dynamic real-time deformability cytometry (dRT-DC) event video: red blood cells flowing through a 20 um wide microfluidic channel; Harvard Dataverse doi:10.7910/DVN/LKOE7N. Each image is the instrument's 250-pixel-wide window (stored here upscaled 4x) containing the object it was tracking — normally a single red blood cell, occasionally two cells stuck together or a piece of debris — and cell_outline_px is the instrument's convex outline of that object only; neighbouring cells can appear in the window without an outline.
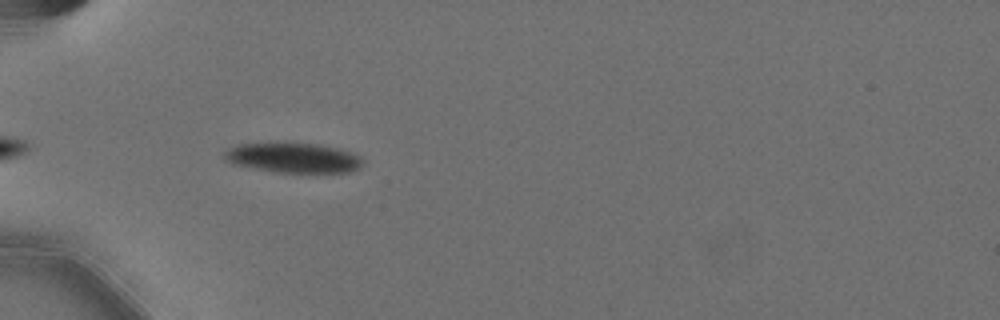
{"species": "Egyptian fruit bat (a non-hibernating species)", "species_latin": "Rousettus aegyptiacus", "temperature_condition": "cold", "stored_images_in_passage": 34, "camera_frame_rate_fps": 3000, "um_per_image_px": 0.085, "animal": {"sex": "female"}, "frame": {"image": 1, "passage_image": 4, "time_ms": 1.0, "image_size_px": [1000, 320], "cell_outline_px": [[360, 164], [356, 168], [348, 172], [276, 172], [232, 164], [224, 160], [224, 152], [228, 148], [240, 144], [276, 140], [320, 144], [336, 148], [360, 156]], "centroid_in_image_um": [24.8, 13.36], "position_along_channel_um": 60.2, "area_um2": 24.57}}
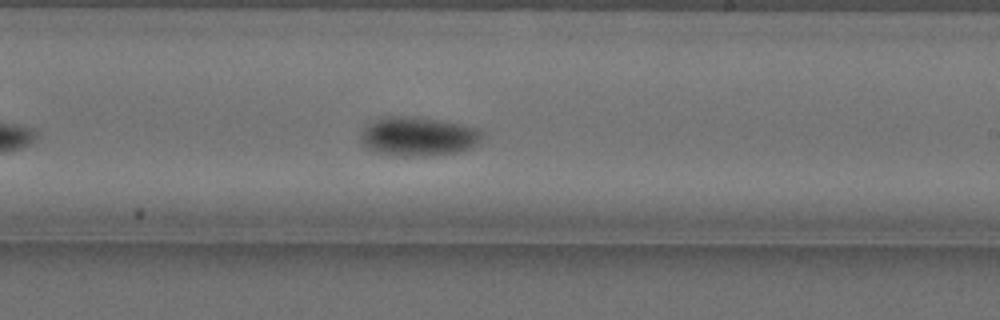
{"frame": {"image": 2, "passage_image": 21, "time_ms": 6.667, "image_size_px": [1000, 320], "cell_outline_px": [[484, 136], [472, 148], [456, 152], [424, 156], [392, 156], [376, 152], [364, 148], [360, 140], [360, 132], [368, 124], [380, 116], [416, 116], [460, 124], [480, 128]], "centroid_in_image_um": [35.5, 11.59], "position_along_channel_um": 253.5, "area_um2": 28.15}}
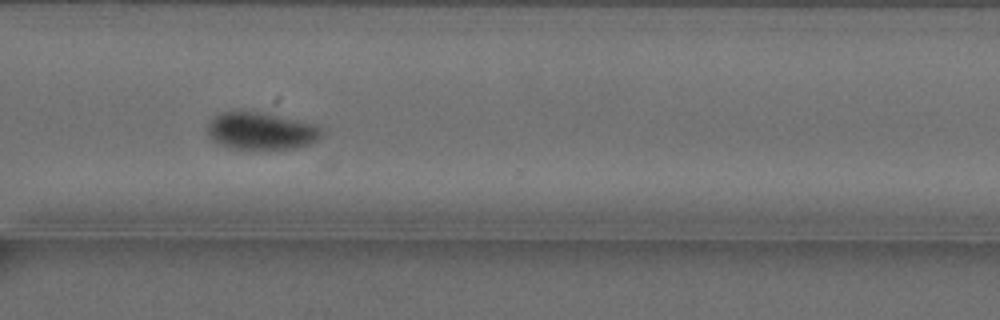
{"frame": {"image": 3, "passage_image": 29, "time_ms": 9.333, "image_size_px": [1000, 320], "cell_outline_px": [[328, 132], [320, 140], [312, 144], [296, 148], [268, 152], [264, 152], [228, 148], [212, 140], [208, 136], [208, 124], [216, 116], [224, 112], [256, 112], [316, 124]], "centroid_in_image_um": [22.3, 11.22], "position_along_channel_um": 348.3, "area_um2": 25.66}, "authors_computed_cell_mechanics": {"area_um2": 26.0678, "velocity_mm_per_s": 3.5632, "shape_relaxation_time_tau1_ms": 3.8708, "shape_relaxation_time_tau2_ms": null, "deformation_change_tau1": 0.1106, "deformation_change_tau2": null}}